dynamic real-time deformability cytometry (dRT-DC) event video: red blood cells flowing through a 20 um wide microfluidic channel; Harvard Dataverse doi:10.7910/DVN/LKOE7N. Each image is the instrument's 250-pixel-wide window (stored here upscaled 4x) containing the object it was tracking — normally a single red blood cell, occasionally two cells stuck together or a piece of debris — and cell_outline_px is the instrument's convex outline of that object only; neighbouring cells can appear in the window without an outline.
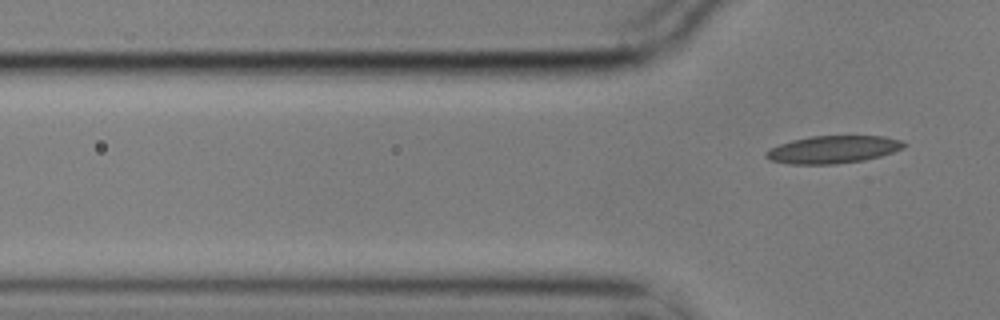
{"species": "common noctule bat (a hibernating species)", "species_latin": "Nyctalus noctula", "temperature_condition": "cold", "stored_images_in_passage": 3, "camera_frame_rate_fps": 3000, "um_per_image_px": 0.085, "animal": {"sex": "male", "body_mass_g": 17.9}, "frame": {"image": 1, "passage_image": 3, "time_ms": 0.667, "image_size_px": [1000, 320], "cell_outline_px": [[908, 144], [904, 148], [880, 156], [864, 160], [836, 164], [788, 164], [768, 160], [764, 156], [764, 152], [780, 144], [792, 140], [812, 136], [884, 136], [900, 140]], "centroid_in_image_um": [70.8, 12.71], "position_along_channel_um": 55.0, "area_um2": 22.2}}